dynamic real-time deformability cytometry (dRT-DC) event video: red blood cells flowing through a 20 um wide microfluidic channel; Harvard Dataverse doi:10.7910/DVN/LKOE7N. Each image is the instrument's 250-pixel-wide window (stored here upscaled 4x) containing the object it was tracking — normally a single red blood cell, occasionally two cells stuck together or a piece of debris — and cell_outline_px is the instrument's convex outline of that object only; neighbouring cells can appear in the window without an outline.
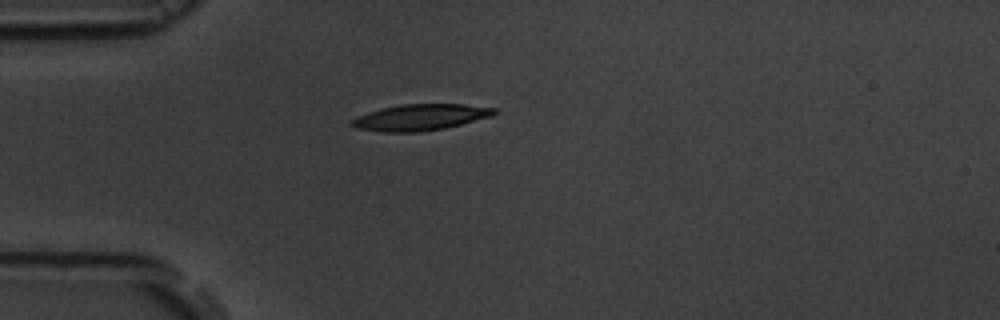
{"species": "common noctule bat (a hibernating species)", "species_latin": "Nyctalus noctula", "temperature_condition": "room temperature", "stored_images_in_passage": 1, "camera_frame_rate_fps": 3000, "um_per_image_px": 0.085, "animal": {"sex": "male", "body_mass_g": 19.5, "forearm_length_mm": 54.6}, "frame": {"image": 1, "passage_image": 1, "time_ms": 0.0, "image_size_px": [1000, 320], "cell_outline_px": [[500, 112], [492, 116], [444, 128], [416, 132], [380, 132], [356, 128], [348, 124], [356, 116], [380, 108], [400, 104], [464, 104], [496, 108]], "centroid_in_image_um": [35.71, 9.96], "position_along_channel_um": 49.3, "area_um2": 21.91}}